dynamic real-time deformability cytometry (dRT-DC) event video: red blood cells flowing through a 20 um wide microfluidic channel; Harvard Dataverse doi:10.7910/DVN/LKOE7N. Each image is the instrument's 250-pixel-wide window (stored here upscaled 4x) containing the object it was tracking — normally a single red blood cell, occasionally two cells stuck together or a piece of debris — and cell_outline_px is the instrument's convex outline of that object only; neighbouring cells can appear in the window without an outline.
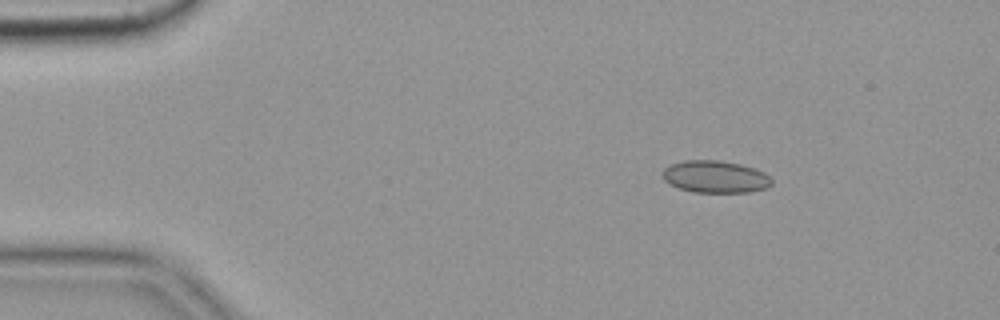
{"species": "common noctule bat (a hibernating species)", "species_latin": "Nyctalus noctula", "temperature_condition": "cold", "stored_images_in_passage": 5, "camera_frame_rate_fps": 3000, "um_per_image_px": 0.085, "animal": {"sex": "female", "body_mass_g": 19.9}, "frame": {"image": 1, "passage_image": 2, "time_ms": 0.333, "image_size_px": [1000, 320], "cell_outline_px": [[772, 184], [768, 188], [748, 192], [692, 192], [668, 184], [664, 180], [660, 172], [664, 168], [672, 164], [684, 160], [720, 160], [740, 164], [756, 168], [764, 172], [772, 180]], "centroid_in_image_um": [60.79, 15.02], "position_along_channel_um": 24.2, "area_um2": 20.69}}